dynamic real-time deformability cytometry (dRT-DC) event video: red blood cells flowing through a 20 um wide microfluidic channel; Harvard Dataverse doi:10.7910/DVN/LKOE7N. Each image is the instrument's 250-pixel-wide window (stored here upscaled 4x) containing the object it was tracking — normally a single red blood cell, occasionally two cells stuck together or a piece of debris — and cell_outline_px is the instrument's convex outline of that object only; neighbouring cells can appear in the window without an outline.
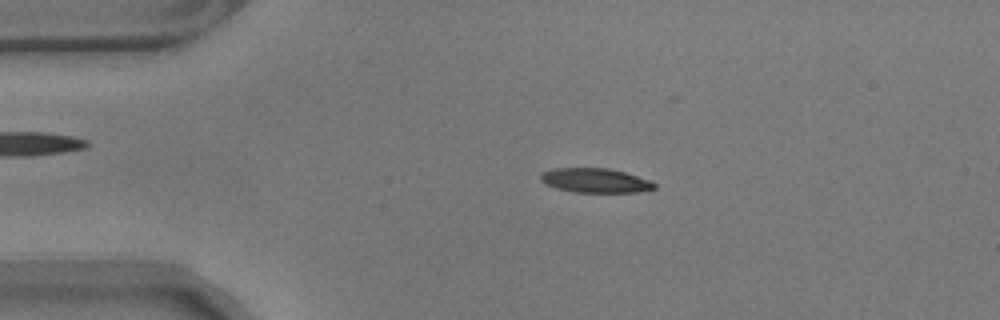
{"species": "common noctule bat (a hibernating species)", "species_latin": "Nyctalus noctula", "temperature_condition": "warm", "stored_images_in_passage": 51, "camera_frame_rate_fps": 3000, "um_per_image_px": 0.085, "animal": {"sex": "male", "body_mass_g": 17.9}, "frame": {"image": 1, "passage_image": 6, "time_ms": 1.667, "image_size_px": [1000, 320], "cell_outline_px": [[656, 188], [636, 192], [572, 192], [556, 188], [544, 184], [540, 180], [540, 176], [544, 172], [552, 168], [608, 168], [624, 172], [652, 180], [656, 184]], "centroid_in_image_um": [50.59, 15.34], "position_along_channel_um": 34.4, "area_um2": 16.24}}
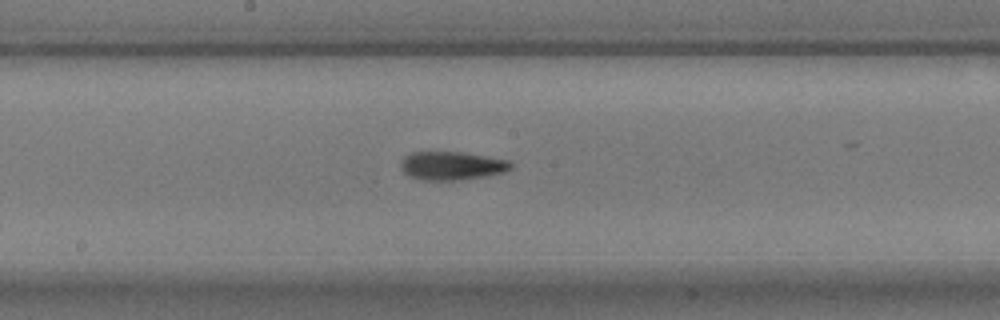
{"frame": {"image": 2, "passage_image": 24, "time_ms": 7.667, "image_size_px": [1000, 320], "cell_outline_px": [[512, 168], [504, 172], [484, 176], [460, 180], [420, 180], [408, 176], [400, 168], [400, 164], [404, 156], [412, 152], [464, 152], [508, 160], [512, 164]], "centroid_in_image_um": [38.37, 14.09], "position_along_channel_um": 209.8, "area_um2": 18.32}}
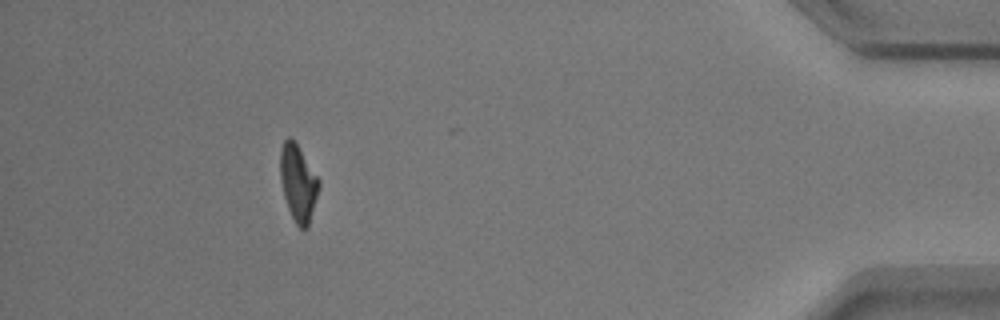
{"frame": {"image": 3, "passage_image": 46, "time_ms": 15.0, "image_size_px": [1000, 320], "cell_outline_px": [[320, 184], [308, 228], [300, 228], [296, 224], [288, 208], [284, 196], [280, 180], [280, 148], [284, 140], [288, 136], [296, 144], [320, 180]], "centroid_in_image_um": [25.33, 15.56], "position_along_channel_um": 409.9, "area_um2": 16.99}, "authors_computed_cell_mechanics": {"area_um2": 17.5712, "velocity_mm_per_s": 3.5305, "shape_relaxation_time_tau1_ms": 9.4666, "shape_relaxation_time_tau2_ms": 3.9075, "deformation_change_tau1": 0.2538, "deformation_change_tau2": 0.1237}}